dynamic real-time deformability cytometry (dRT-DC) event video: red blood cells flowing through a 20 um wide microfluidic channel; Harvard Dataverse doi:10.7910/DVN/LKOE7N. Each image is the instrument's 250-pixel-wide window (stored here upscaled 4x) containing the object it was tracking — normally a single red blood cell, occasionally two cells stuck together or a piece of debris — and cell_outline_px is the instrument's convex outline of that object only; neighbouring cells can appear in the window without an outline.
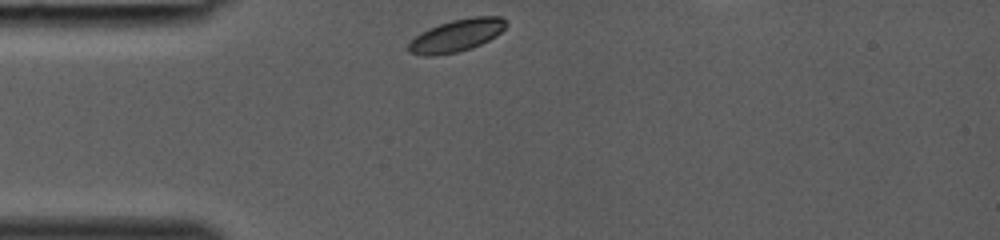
{"species": "common noctule bat (a hibernating species)", "species_latin": "Nyctalus noctula", "temperature_condition": "room temperature", "stored_images_in_passage": 25, "camera_frame_rate_fps": 3000, "um_per_image_px": 0.085, "animal": {"sex": "female", "body_mass_g": 19.0, "forearm_length_mm": 53.3}, "frame": {"image": 1, "passage_image": 1, "time_ms": 0.0, "image_size_px": [1000, 240], "cell_outline_px": [[508, 24], [496, 36], [472, 48], [456, 52], [432, 56], [424, 56], [408, 52], [408, 44], [420, 32], [428, 28], [452, 20], [472, 16], [504, 16]], "centroid_in_image_um": [38.82, 3.0], "position_along_channel_um": 46.2, "area_um2": 18.44}}
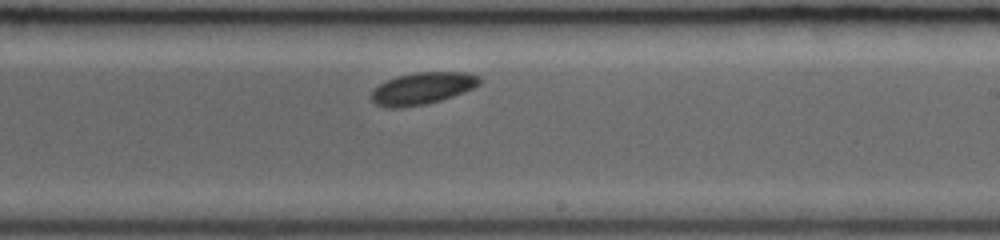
{"frame": {"image": 2, "passage_image": 15, "time_ms": 4.667, "image_size_px": [1000, 240], "cell_outline_px": [[480, 84], [472, 88], [452, 96], [440, 100], [424, 104], [400, 108], [388, 108], [376, 104], [368, 96], [380, 84], [396, 76], [412, 72], [468, 72], [480, 76]], "centroid_in_image_um": [35.88, 7.5], "position_along_channel_um": 253.1, "area_um2": 20.11}}
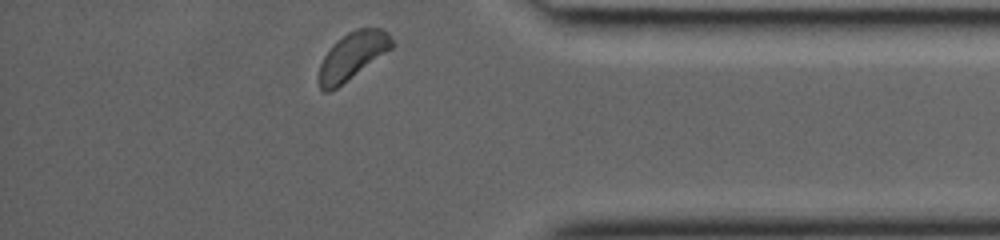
{"frame": {"image": 3, "passage_image": 25, "time_ms": 8.0, "image_size_px": [1000, 240], "cell_outline_px": [[396, 44], [392, 48], [336, 88], [328, 92], [324, 92], [320, 88], [316, 80], [320, 64], [324, 56], [332, 44], [336, 40], [348, 32], [356, 28], [380, 28], [388, 32]], "centroid_in_image_um": [29.93, 4.74], "position_along_channel_um": 405.3, "area_um2": 20.17}}